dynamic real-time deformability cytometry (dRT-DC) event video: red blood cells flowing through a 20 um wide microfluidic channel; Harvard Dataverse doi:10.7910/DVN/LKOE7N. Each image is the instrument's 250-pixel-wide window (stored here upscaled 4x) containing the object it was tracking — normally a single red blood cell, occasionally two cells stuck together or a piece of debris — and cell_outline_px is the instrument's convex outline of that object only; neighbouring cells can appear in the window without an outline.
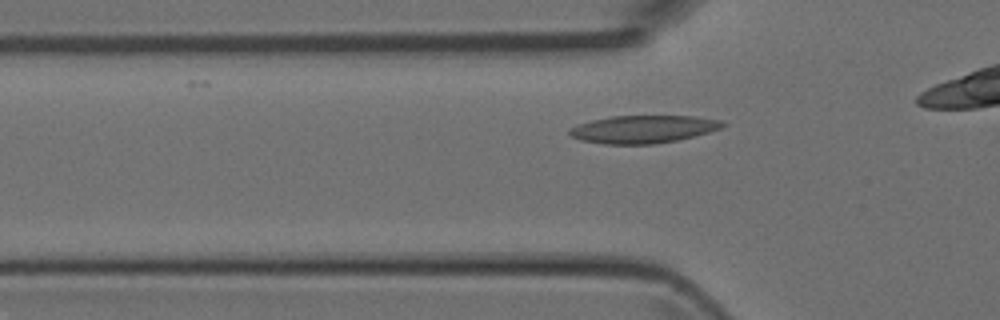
{"species": "Egyptian fruit bat (a non-hibernating species)", "species_latin": "Rousettus aegyptiacus", "temperature_condition": "room temperature", "stored_images_in_passage": 10, "camera_frame_rate_fps": 3000, "um_per_image_px": 0.085, "animal": {"sex": "female"}, "frame": {"image": 1, "passage_image": 4, "time_ms": 1.0, "image_size_px": [1000, 320], "cell_outline_px": [[728, 124], [720, 128], [708, 132], [676, 140], [656, 144], [604, 144], [580, 140], [572, 136], [568, 132], [568, 128], [592, 120], [612, 116], [692, 116], [720, 120]], "centroid_in_image_um": [54.65, 10.98], "position_along_channel_um": 71.1, "area_um2": 24.57}}
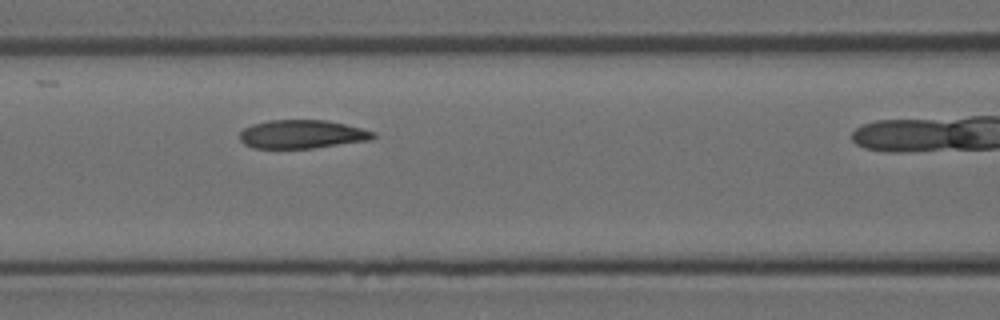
{"frame": {"image": 2, "passage_image": 9, "time_ms": 2.667, "image_size_px": [1000, 320], "cell_outline_px": [[376, 136], [372, 140], [312, 148], [252, 148], [244, 144], [240, 140], [240, 132], [244, 128], [252, 124], [268, 120], [328, 120], [376, 132]], "centroid_in_image_um": [25.67, 11.41], "position_along_channel_um": 140.9, "area_um2": 22.25}}